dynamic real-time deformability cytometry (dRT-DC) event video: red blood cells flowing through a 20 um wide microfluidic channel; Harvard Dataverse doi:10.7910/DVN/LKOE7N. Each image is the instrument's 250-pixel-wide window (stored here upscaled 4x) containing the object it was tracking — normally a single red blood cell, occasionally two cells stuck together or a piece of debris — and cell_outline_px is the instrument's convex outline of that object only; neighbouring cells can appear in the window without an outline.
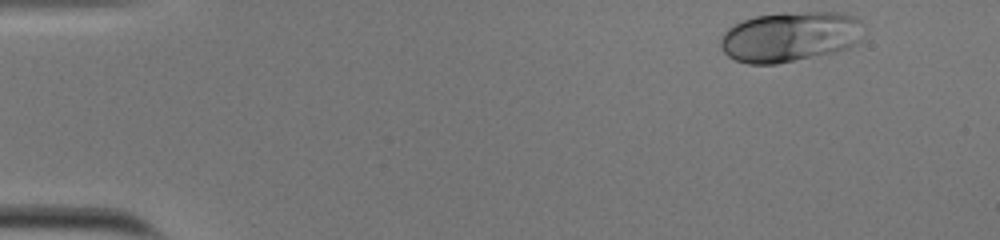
{"species": "human", "species_latin": "Homo sapiens", "temperature_condition": "cold", "stored_images_in_passage": 40, "camera_frame_rate_fps": 3000, "um_per_image_px": 0.085, "donor": {"sex": "male"}, "frame": {"image": 1, "passage_image": 1, "time_ms": 0.0, "image_size_px": [1000, 240], "cell_outline_px": [[860, 40], [856, 44], [848, 48], [836, 52], [776, 64], [748, 64], [736, 60], [728, 56], [720, 48], [720, 36], [728, 28], [744, 20], [756, 16], [780, 12], [840, 12], [856, 16], [860, 20]], "centroid_in_image_um": [67.14, 3.11], "position_along_channel_um": 17.9, "area_um2": 42.08}}
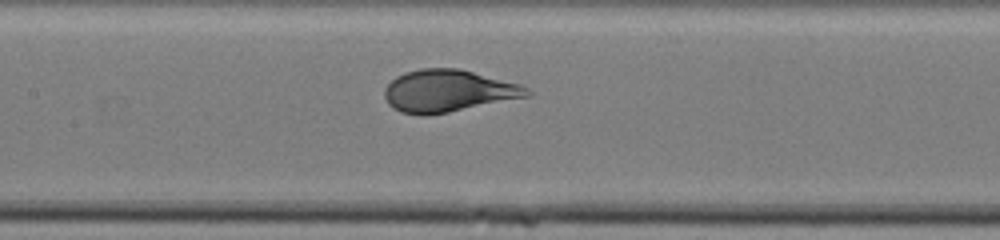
{"frame": {"image": 2, "passage_image": 22, "time_ms": 7.0, "image_size_px": [1000, 240], "cell_outline_px": [[532, 96], [448, 112], [424, 116], [420, 116], [400, 112], [392, 108], [388, 104], [384, 96], [384, 88], [396, 76], [404, 72], [420, 68], [460, 68], [520, 84], [528, 88], [532, 92]], "centroid_in_image_um": [38.09, 7.73], "position_along_channel_um": 169.3, "area_um2": 35.37}}
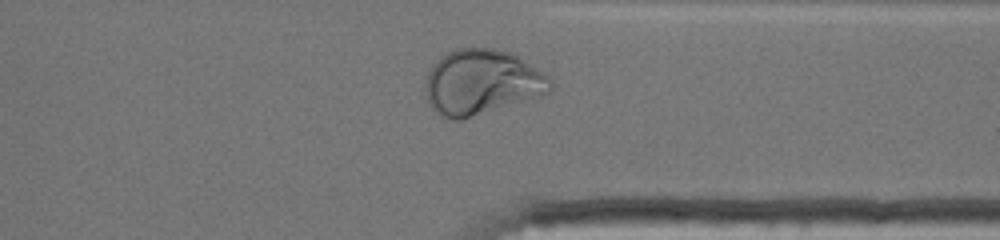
{"frame": {"image": 3, "passage_image": 38, "time_ms": 12.333, "image_size_px": [1000, 240], "cell_outline_px": [[552, 92], [540, 96], [460, 120], [452, 120], [440, 116], [428, 104], [424, 88], [428, 72], [432, 64], [440, 56], [456, 48], [492, 48], [512, 52], [520, 56], [548, 76], [552, 80]], "centroid_in_image_um": [40.94, 6.98], "position_along_channel_um": 370.5, "area_um2": 47.86}, "authors_computed_cell_mechanics": {"area_um2": 36.9631, "velocity_mm_per_s": 3.7726, "shape_relaxation_time_tau1_ms": 3.4594, "shape_relaxation_time_tau2_ms": null, "deformation_change_tau1": 0.1638, "deformation_change_tau2": null}}